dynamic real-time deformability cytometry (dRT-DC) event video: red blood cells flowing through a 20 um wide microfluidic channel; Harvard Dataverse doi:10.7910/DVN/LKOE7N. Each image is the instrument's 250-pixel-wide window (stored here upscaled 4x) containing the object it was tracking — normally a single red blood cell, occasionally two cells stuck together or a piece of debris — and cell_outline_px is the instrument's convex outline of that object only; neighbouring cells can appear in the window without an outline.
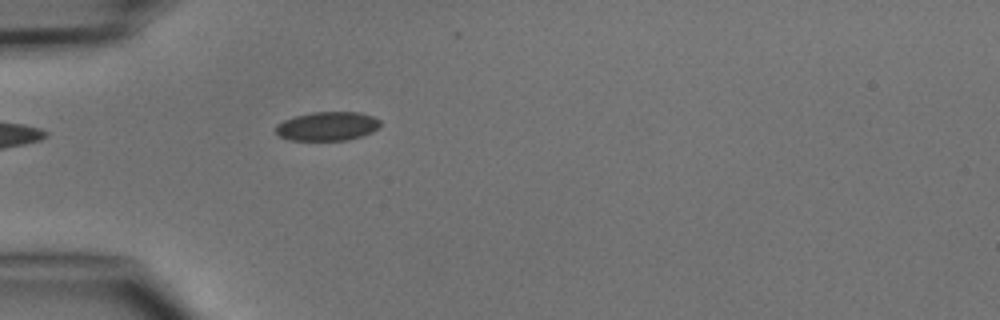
{"species": "common noctule bat (a hibernating species)", "species_latin": "Nyctalus noctula", "temperature_condition": "cold", "stored_images_in_passage": 4, "camera_frame_rate_fps": 3000, "um_per_image_px": 0.085, "animal": {"sex": "male", "body_mass_g": 15.6}, "frame": {"image": 1, "passage_image": 4, "time_ms": 4.333, "image_size_px": [1000, 320], "cell_outline_px": [[380, 128], [364, 136], [348, 140], [292, 140], [280, 136], [276, 132], [276, 124], [284, 120], [296, 116], [312, 112], [360, 112], [372, 116], [380, 120]], "centroid_in_image_um": [27.87, 10.73], "position_along_channel_um": 57.1, "area_um2": 17.69}}